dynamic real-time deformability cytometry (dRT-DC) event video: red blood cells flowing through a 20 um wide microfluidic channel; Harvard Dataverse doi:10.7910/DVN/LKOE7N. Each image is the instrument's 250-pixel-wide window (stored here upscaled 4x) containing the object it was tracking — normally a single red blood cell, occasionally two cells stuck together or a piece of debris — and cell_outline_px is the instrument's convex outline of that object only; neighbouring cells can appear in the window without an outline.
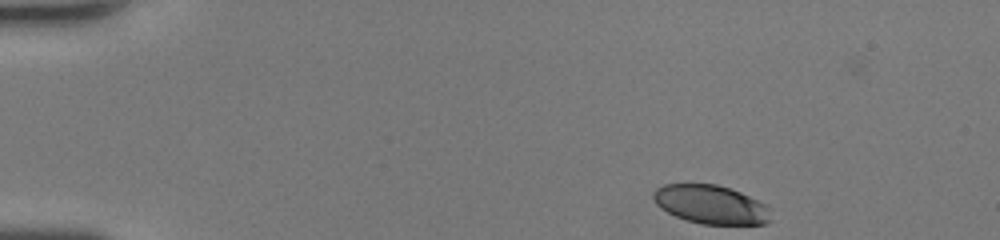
{"species": "human", "species_latin": "Homo sapiens", "temperature_condition": "room temperature", "stored_images_in_passage": 43, "camera_frame_rate_fps": 3000, "um_per_image_px": 0.085, "donor": {"sex": "female"}, "frame": {"image": 1, "passage_image": 1, "time_ms": 0.0, "image_size_px": [1000, 240], "cell_outline_px": [[772, 220], [764, 224], [700, 224], [676, 216], [660, 208], [656, 204], [652, 196], [652, 192], [656, 188], [664, 184], [716, 184], [732, 188], [772, 208]], "centroid_in_image_um": [60.44, 17.38], "position_along_channel_um": 24.6, "area_um2": 26.7}}
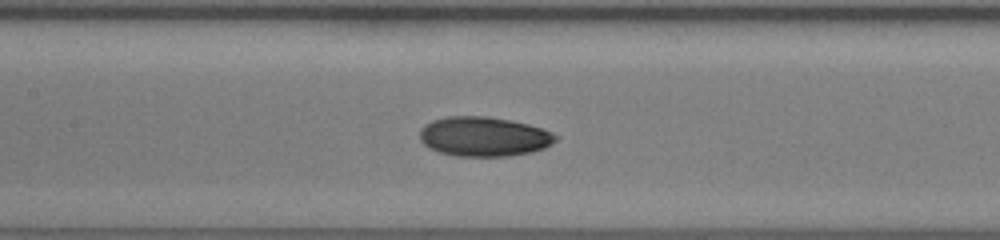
{"frame": {"image": 2, "passage_image": 18, "time_ms": 5.667, "image_size_px": [1000, 240], "cell_outline_px": [[556, 140], [544, 148], [532, 152], [508, 156], [456, 156], [440, 152], [424, 144], [420, 140], [420, 128], [424, 124], [432, 120], [448, 116], [488, 116], [528, 124], [552, 132], [556, 136]], "centroid_in_image_um": [41.1, 11.6], "position_along_channel_um": 166.3, "area_um2": 31.21}}
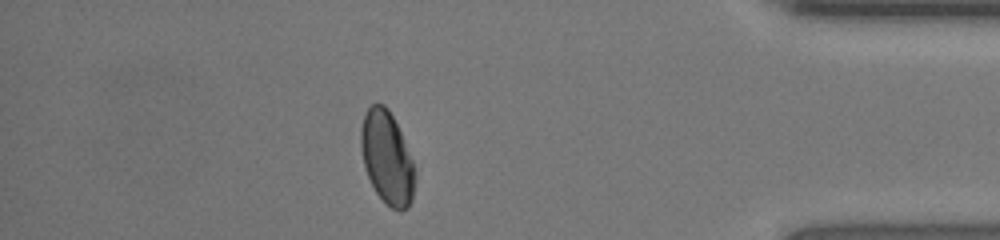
{"frame": {"image": 3, "passage_image": 37, "time_ms": 12.0, "image_size_px": [1000, 240], "cell_outline_px": [[416, 180], [412, 200], [408, 208], [400, 212], [392, 208], [376, 192], [368, 176], [364, 164], [360, 144], [360, 132], [364, 116], [368, 108], [372, 104], [384, 104], [388, 108], [400, 132], [416, 168]], "centroid_in_image_um": [32.92, 13.44], "position_along_channel_um": 402.3, "area_um2": 29.07}, "authors_computed_cell_mechanics": {"area_um2": 30.345, "velocity_mm_per_s": 4.2485, "shape_relaxation_time_tau1_ms": 5.3802, "shape_relaxation_time_tau2_ms": 2.1912, "deformation_change_tau1": 0.1516, "deformation_change_tau2": 0.0574}}